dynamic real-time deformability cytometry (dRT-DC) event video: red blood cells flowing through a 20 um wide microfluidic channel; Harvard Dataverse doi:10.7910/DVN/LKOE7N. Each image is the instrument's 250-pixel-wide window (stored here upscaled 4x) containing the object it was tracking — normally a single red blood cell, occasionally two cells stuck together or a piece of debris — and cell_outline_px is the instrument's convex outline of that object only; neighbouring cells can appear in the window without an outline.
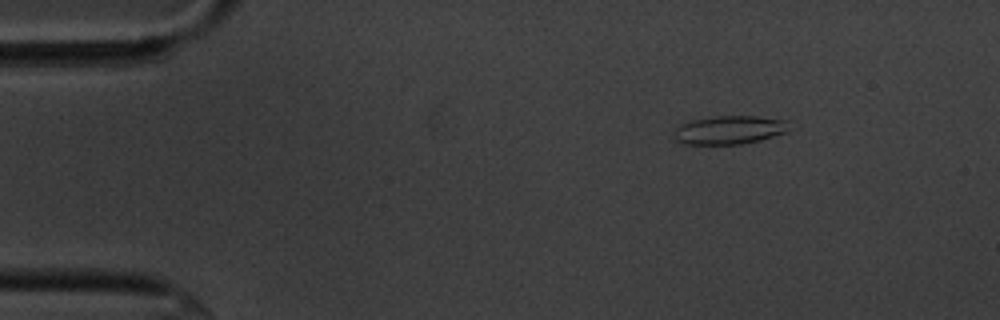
{"species": "common noctule bat (a hibernating species)", "species_latin": "Nyctalus noctula", "temperature_condition": "cold", "stored_images_in_passage": 55, "camera_frame_rate_fps": 3000, "um_per_image_px": 0.085, "animal": {"sex": "male", "body_mass_g": 20.1, "forearm_length_mm": 53.5}, "frame": {"image": 1, "passage_image": 8, "time_ms": 2.333, "image_size_px": [1000, 320], "cell_outline_px": [[796, 128], [788, 132], [760, 140], [740, 144], [684, 144], [676, 140], [676, 128], [680, 124], [692, 120], [716, 116], [756, 116], [788, 120]], "centroid_in_image_um": [62.13, 11.03], "position_along_channel_um": 22.9, "area_um2": 19.36}}
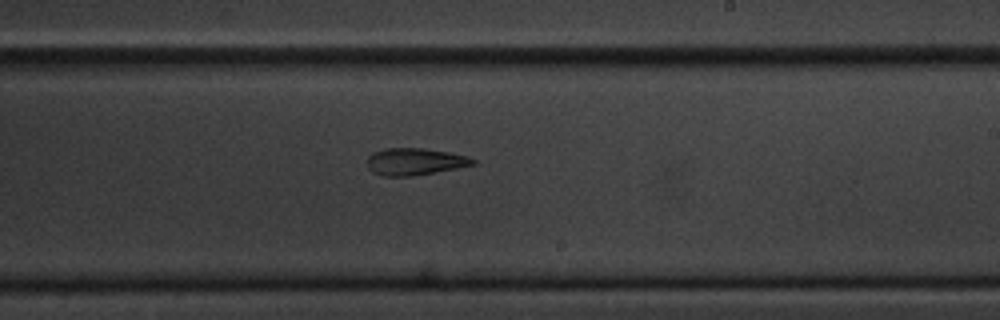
{"frame": {"image": 2, "passage_image": 33, "time_ms": 10.667, "image_size_px": [1000, 320], "cell_outline_px": [[476, 164], [456, 168], [408, 176], [384, 176], [372, 172], [368, 168], [368, 156], [372, 152], [384, 148], [424, 148], [448, 152], [468, 156], [476, 160]], "centroid_in_image_um": [35.24, 13.72], "position_along_channel_um": 253.8, "area_um2": 16.53}}
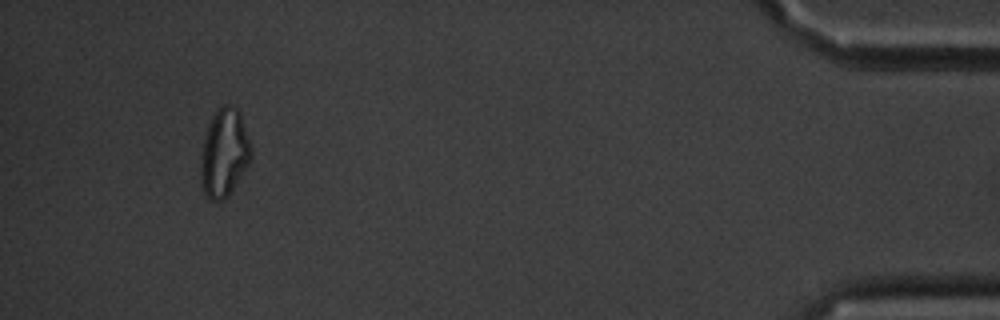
{"frame": {"image": 3, "passage_image": 52, "time_ms": 17.0, "image_size_px": [1000, 320], "cell_outline_px": [[252, 160], [228, 196], [224, 200], [212, 200], [204, 192], [200, 180], [200, 164], [204, 140], [212, 116], [224, 104], [232, 104], [240, 112], [252, 148]], "centroid_in_image_um": [19.09, 13.01], "position_along_channel_um": 416.1, "area_um2": 25.78}, "authors_computed_cell_mechanics": {"area_um2": 18.3226, "velocity_mm_per_s": 3.6252, "shape_relaxation_time_tau1_ms": null, "shape_relaxation_time_tau2_ms": 3.8514, "deformation_change_tau1": null, "deformation_change_tau2": 0.1317}}